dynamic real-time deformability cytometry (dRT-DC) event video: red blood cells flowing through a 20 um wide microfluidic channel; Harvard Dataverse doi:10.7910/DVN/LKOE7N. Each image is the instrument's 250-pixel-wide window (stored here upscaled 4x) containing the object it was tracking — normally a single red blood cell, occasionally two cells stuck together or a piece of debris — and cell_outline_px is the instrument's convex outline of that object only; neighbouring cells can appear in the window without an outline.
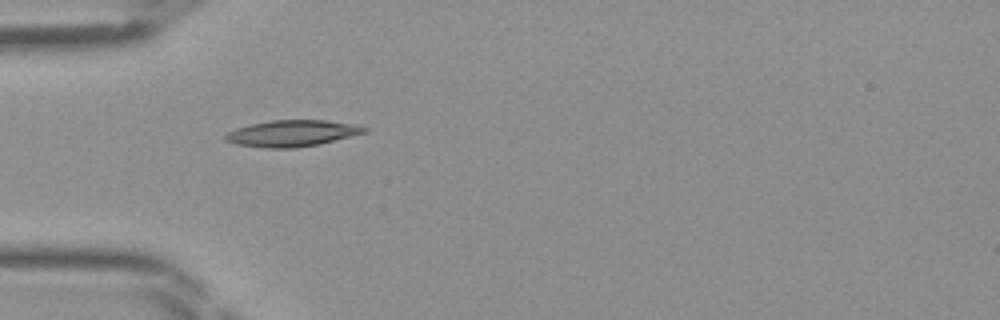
{"species": "Egyptian fruit bat (a non-hibernating species)", "species_latin": "Rousettus aegyptiacus", "temperature_condition": "room temperature", "stored_images_in_passage": 33, "camera_frame_rate_fps": 3000, "um_per_image_px": 0.085, "frame": {"image": 1, "passage_image": 1, "time_ms": 0.0, "image_size_px": [1000, 320], "cell_outline_px": [[368, 132], [320, 144], [296, 148], [264, 148], [236, 144], [224, 140], [224, 136], [228, 132], [236, 128], [252, 124], [272, 120], [324, 120], [348, 124], [368, 128]], "centroid_in_image_um": [24.8, 11.34], "position_along_channel_um": 60.2, "area_um2": 21.21}}
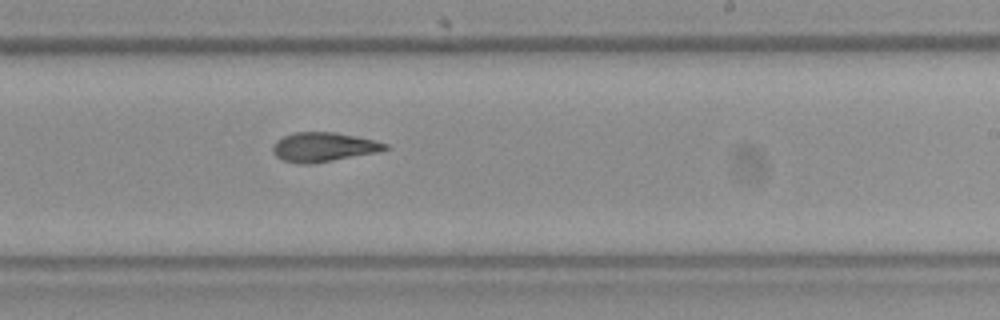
{"frame": {"image": 2, "passage_image": 15, "time_ms": 4.667, "image_size_px": [1000, 320], "cell_outline_px": [[388, 148], [376, 152], [312, 164], [296, 164], [284, 160], [276, 156], [272, 152], [272, 144], [276, 140], [284, 136], [296, 132], [332, 132], [372, 140], [388, 144]], "centroid_in_image_um": [27.41, 12.51], "position_along_channel_um": 261.6, "area_um2": 18.9}}
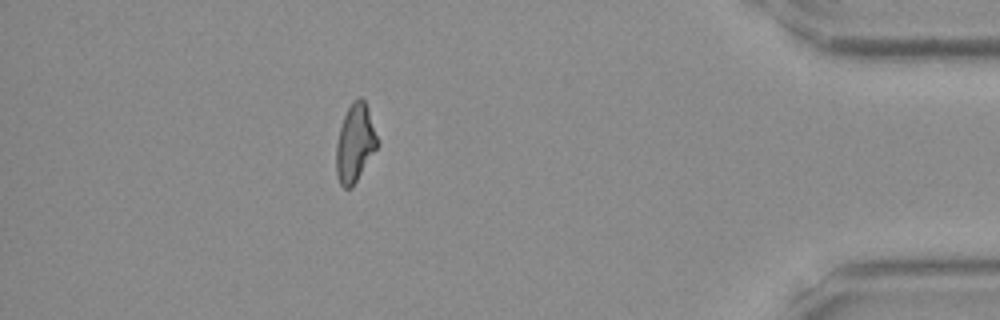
{"frame": {"image": 3, "passage_image": 28, "time_ms": 9.0, "image_size_px": [1000, 320], "cell_outline_px": [[376, 148], [352, 188], [344, 188], [340, 184], [336, 172], [336, 144], [340, 128], [344, 116], [352, 100], [360, 96], [364, 100], [376, 136]], "centroid_in_image_um": [30.13, 12.18], "position_along_channel_um": 405.1, "area_um2": 18.09}}